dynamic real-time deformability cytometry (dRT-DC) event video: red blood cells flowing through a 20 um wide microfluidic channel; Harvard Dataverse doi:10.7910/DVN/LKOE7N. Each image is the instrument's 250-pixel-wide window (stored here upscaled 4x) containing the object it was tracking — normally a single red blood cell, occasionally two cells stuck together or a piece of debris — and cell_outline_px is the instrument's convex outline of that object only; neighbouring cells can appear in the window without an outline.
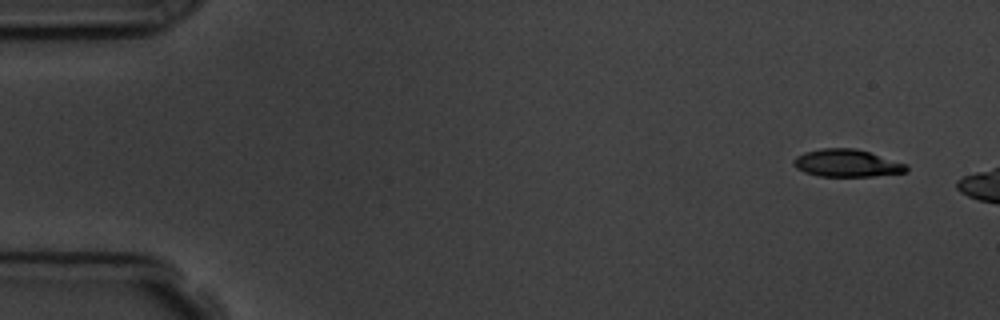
{"species": "common noctule bat (a hibernating species)", "species_latin": "Nyctalus noctula", "temperature_condition": "room temperature", "stored_images_in_passage": 3, "camera_frame_rate_fps": 3000, "um_per_image_px": 0.085, "animal": {"sex": "male", "body_mass_g": 19.5, "forearm_length_mm": 54.6}, "frame": {"image": 1, "passage_image": 1, "time_ms": 0.0, "image_size_px": [1000, 320], "cell_outline_px": [[908, 172], [872, 176], [820, 176], [804, 172], [796, 168], [792, 164], [792, 160], [796, 156], [804, 152], [824, 148], [856, 148], [908, 164]], "centroid_in_image_um": [71.98, 13.86], "position_along_channel_um": 13.0, "area_um2": 18.15}}